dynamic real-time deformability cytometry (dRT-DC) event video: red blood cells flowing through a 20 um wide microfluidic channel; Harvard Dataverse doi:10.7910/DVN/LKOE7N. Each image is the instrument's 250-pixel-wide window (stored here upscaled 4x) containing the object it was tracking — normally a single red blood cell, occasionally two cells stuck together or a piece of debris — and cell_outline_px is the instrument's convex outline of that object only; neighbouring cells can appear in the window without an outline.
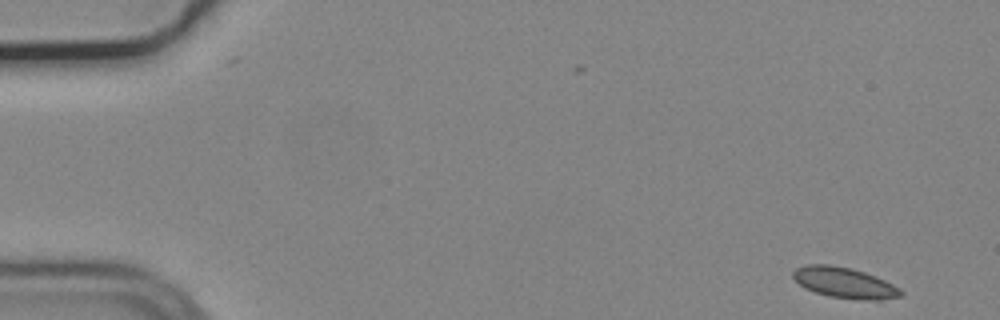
{"species": "common noctule bat (a hibernating species)", "species_latin": "Nyctalus noctula", "temperature_condition": "cold", "stored_images_in_passage": 13, "camera_frame_rate_fps": 3000, "um_per_image_px": 0.085, "animal": {"sex": "male", "body_mass_g": 19.2, "forearm_length_mm": 51.8}, "frame": {"image": 1, "passage_image": 1, "time_ms": 0.0, "image_size_px": [1000, 320], "cell_outline_px": [[904, 296], [880, 300], [872, 300], [828, 296], [804, 288], [792, 276], [792, 272], [796, 268], [808, 264], [828, 264], [852, 268], [876, 276], [900, 288], [904, 292]], "centroid_in_image_um": [71.8, 24.02], "position_along_channel_um": 13.2, "area_um2": 19.25}}
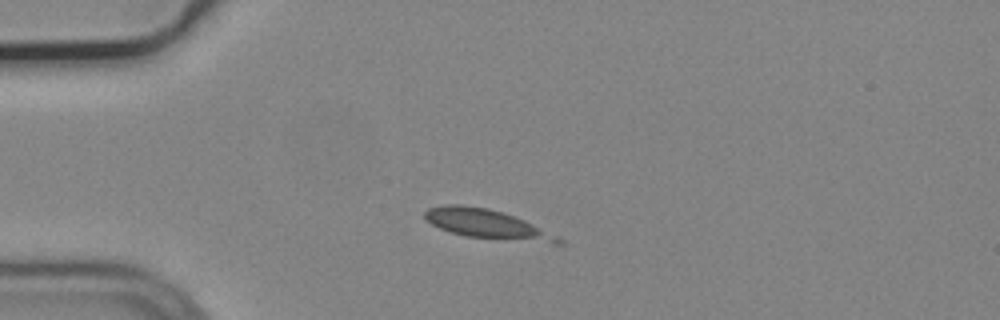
{"frame": {"image": 2, "passage_image": 12, "time_ms": 3.667, "image_size_px": [1000, 320], "cell_outline_px": [[564, 244], [552, 244], [468, 236], [452, 232], [440, 228], [432, 224], [424, 216], [424, 212], [428, 208], [444, 204], [460, 204], [488, 208], [504, 212], [524, 220], [564, 240]], "centroid_in_image_um": [41.4, 19.04], "position_along_channel_um": 43.6, "area_um2": 22.48}}